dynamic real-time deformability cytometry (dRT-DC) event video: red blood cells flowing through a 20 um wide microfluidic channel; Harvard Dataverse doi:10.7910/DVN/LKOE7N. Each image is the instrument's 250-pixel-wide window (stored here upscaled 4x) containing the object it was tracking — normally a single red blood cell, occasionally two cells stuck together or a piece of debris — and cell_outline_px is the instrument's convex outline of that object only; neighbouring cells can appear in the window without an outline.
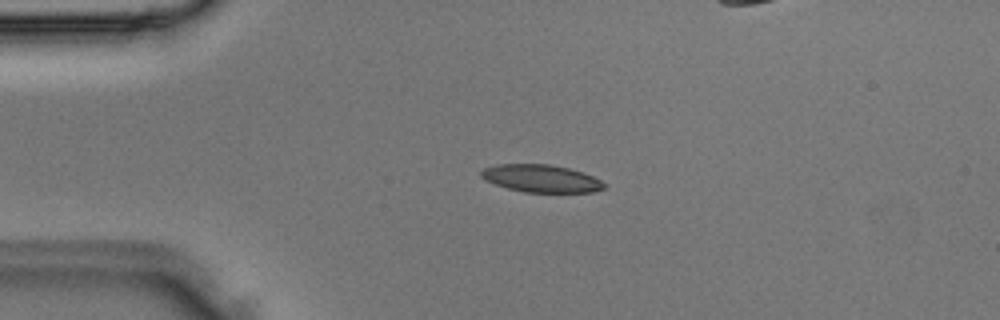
{"species": "Egyptian fruit bat (a non-hibernating species)", "species_latin": "Rousettus aegyptiacus", "temperature_condition": "room temperature", "stored_images_in_passage": 3, "camera_frame_rate_fps": 3000, "um_per_image_px": 0.085, "animal": {"sex": "male"}, "frame": {"image": 1, "passage_image": 2, "time_ms": 0.333, "image_size_px": [1000, 320], "cell_outline_px": [[608, 188], [592, 192], [524, 192], [508, 188], [484, 180], [480, 176], [480, 172], [484, 168], [496, 164], [548, 164], [568, 168], [584, 172], [600, 180]], "centroid_in_image_um": [46.0, 15.17], "position_along_channel_um": 39.0, "area_um2": 19.77}}